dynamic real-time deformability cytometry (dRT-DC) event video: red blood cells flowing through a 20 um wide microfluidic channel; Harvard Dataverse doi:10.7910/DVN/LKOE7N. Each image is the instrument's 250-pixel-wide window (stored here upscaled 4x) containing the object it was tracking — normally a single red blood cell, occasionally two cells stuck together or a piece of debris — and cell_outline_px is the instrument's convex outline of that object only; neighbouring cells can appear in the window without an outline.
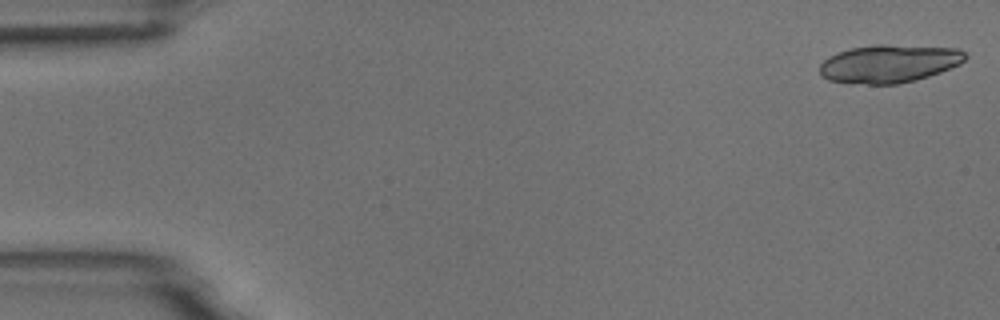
{"species": "common noctule bat (a hibernating species)", "species_latin": "Nyctalus noctula", "temperature_condition": "room temperature", "stored_images_in_passage": 18, "camera_frame_rate_fps": 3000, "um_per_image_px": 0.085, "animal": {"sex": "male", "body_mass_g": 18.8}, "frame": {"image": 1, "passage_image": 1, "time_ms": 0.0, "image_size_px": [1000, 320], "cell_outline_px": [[968, 56], [960, 64], [940, 72], [916, 80], [900, 84], [868, 84], [828, 80], [820, 76], [820, 64], [828, 56], [836, 52], [852, 48], [872, 44], [884, 44], [956, 48], [964, 52]], "centroid_in_image_um": [75.56, 5.4], "position_along_channel_um": 9.4, "area_um2": 32.37}}